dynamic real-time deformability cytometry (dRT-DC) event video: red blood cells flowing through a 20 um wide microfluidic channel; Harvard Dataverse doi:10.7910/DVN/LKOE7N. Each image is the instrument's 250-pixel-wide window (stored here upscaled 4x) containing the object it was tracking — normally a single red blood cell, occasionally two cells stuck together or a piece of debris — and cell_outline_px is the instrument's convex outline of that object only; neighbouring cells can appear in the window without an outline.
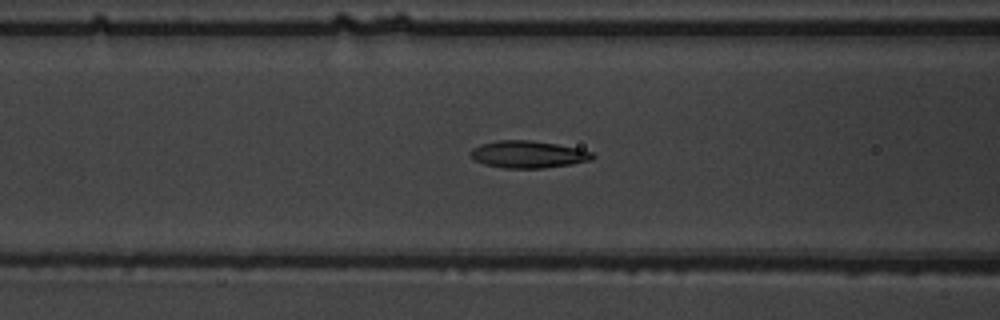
{"species": "common noctule bat (a hibernating species)", "species_latin": "Nyctalus noctula", "temperature_condition": "warm", "stored_images_in_passage": 49, "camera_frame_rate_fps": 3000, "um_per_image_px": 0.085, "animal": {"sex": "male", "body_mass_g": 19.5, "forearm_length_mm": 54.6}, "frame": {"image": 1, "passage_image": 18, "time_ms": 5.667, "image_size_px": [1000, 320], "cell_outline_px": [[596, 156], [592, 160], [572, 164], [544, 168], [504, 168], [484, 164], [476, 160], [468, 152], [472, 148], [480, 144], [496, 140], [532, 140], [556, 144], [576, 148], [592, 152]], "centroid_in_image_um": [44.89, 13.12], "position_along_channel_um": 121.7, "area_um2": 19.36}}
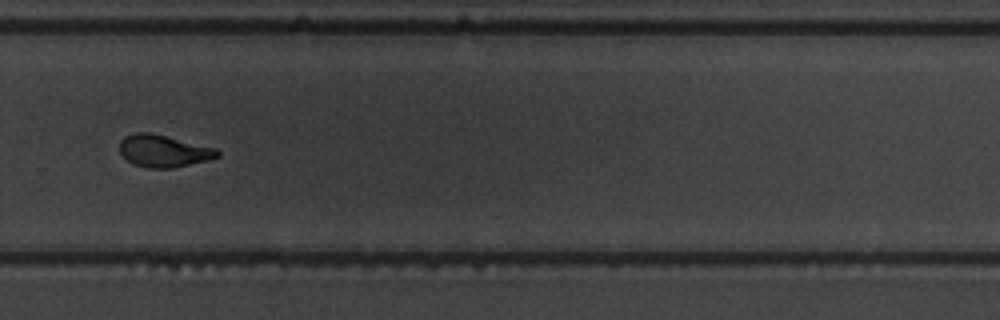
{"frame": {"image": 2, "passage_image": 33, "time_ms": 10.667, "image_size_px": [1000, 320], "cell_outline_px": [[220, 156], [208, 160], [172, 168], [148, 168], [132, 164], [120, 152], [120, 140], [124, 136], [132, 132], [148, 132], [216, 148], [220, 152]], "centroid_in_image_um": [13.88, 12.83], "position_along_channel_um": 315.9, "area_um2": 18.26}}
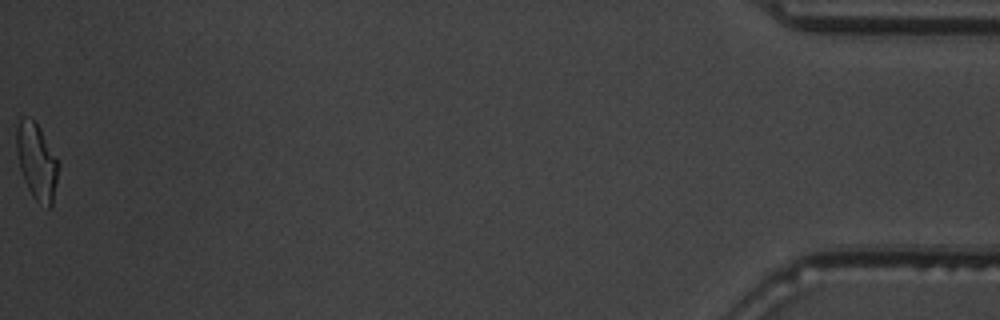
{"frame": {"image": 3, "passage_image": 49, "time_ms": 16.0, "image_size_px": [1000, 320], "cell_outline_px": [[60, 164], [52, 204], [48, 208], [36, 200], [32, 196], [24, 180], [20, 168], [16, 152], [16, 128], [20, 116], [28, 116], [40, 128], [56, 156]], "centroid_in_image_um": [3.11, 13.69], "position_along_channel_um": 432.1, "area_um2": 18.67}, "authors_computed_cell_mechanics": {"area_um2": 18.785, "velocity_mm_per_s": 3.8993, "shape_relaxation_time_tau1_ms": 4.8886, "shape_relaxation_time_tau2_ms": 1.6198, "deformation_change_tau1": 0.1939, "deformation_change_tau2": 0.0843}}